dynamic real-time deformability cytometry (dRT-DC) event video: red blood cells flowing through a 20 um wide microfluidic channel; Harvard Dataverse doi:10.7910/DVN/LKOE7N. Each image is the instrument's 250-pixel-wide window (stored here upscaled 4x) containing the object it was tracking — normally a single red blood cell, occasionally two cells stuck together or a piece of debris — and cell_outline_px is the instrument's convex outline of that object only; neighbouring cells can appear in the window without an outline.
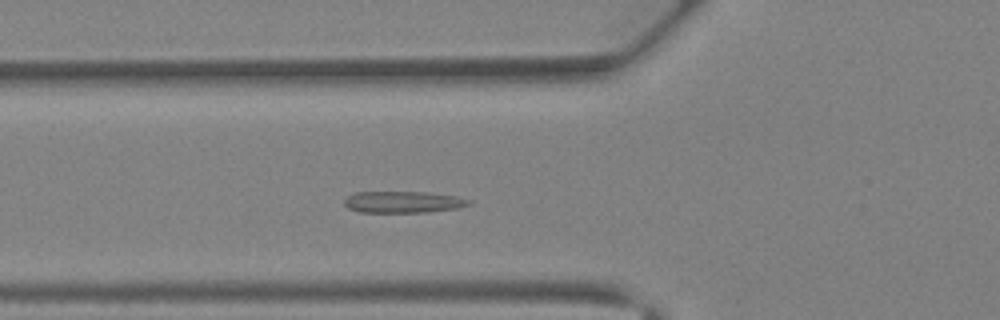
{"species": "Egyptian fruit bat (a non-hibernating species)", "species_latin": "Rousettus aegyptiacus", "temperature_condition": "warm", "stored_images_in_passage": 37, "camera_frame_rate_fps": 3000, "um_per_image_px": 0.085, "animal": {"sex": "female"}, "frame": {"image": 1, "passage_image": 11, "time_ms": 3.333, "image_size_px": [1000, 320], "cell_outline_px": [[472, 204], [456, 208], [428, 212], [360, 212], [348, 208], [344, 204], [344, 200], [348, 196], [356, 192], [428, 192], [456, 196], [472, 200]], "centroid_in_image_um": [34.29, 17.17], "position_along_channel_um": 91.5, "area_um2": 15.66}}
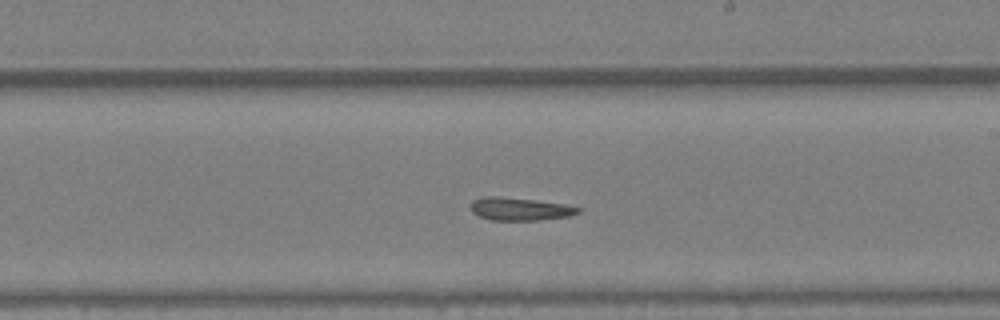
{"frame": {"image": 2, "passage_image": 20, "time_ms": 6.333, "image_size_px": [1000, 320], "cell_outline_px": [[580, 212], [568, 216], [536, 220], [492, 220], [480, 216], [472, 212], [472, 200], [484, 196], [500, 196], [536, 200], [564, 204], [580, 208]], "centroid_in_image_um": [44.17, 17.75], "position_along_channel_um": 244.8, "area_um2": 14.16}}
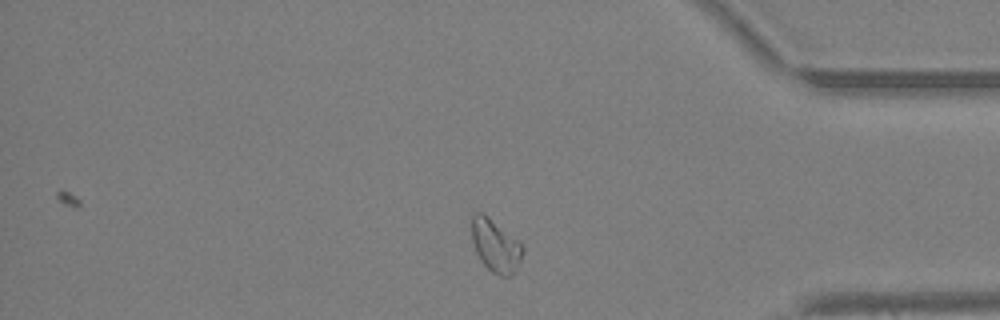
{"frame": {"image": 3, "passage_image": 30, "time_ms": 9.667, "image_size_px": [1000, 320], "cell_outline_px": [[524, 252], [516, 272], [512, 276], [500, 276], [492, 272], [480, 260], [476, 252], [472, 240], [472, 216], [476, 212], [484, 212], [520, 240], [524, 244]], "centroid_in_image_um": [42.17, 20.87], "position_along_channel_um": 393.0, "area_um2": 16.18}}